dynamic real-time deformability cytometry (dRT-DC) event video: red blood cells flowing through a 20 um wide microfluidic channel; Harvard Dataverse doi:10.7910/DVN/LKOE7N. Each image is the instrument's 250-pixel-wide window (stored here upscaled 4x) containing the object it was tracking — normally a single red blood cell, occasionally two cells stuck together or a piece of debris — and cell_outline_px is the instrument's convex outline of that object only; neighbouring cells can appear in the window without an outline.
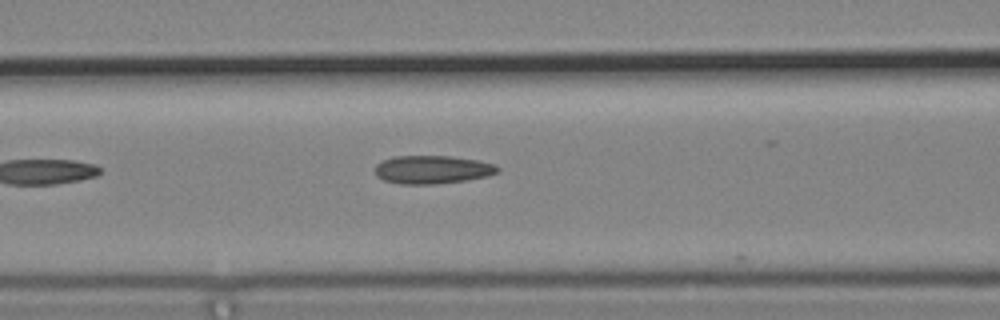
{"species": "common noctule bat (a hibernating species)", "species_latin": "Nyctalus noctula", "temperature_condition": "cold", "stored_images_in_passage": 7, "camera_frame_rate_fps": 3000, "um_per_image_px": 0.085, "animal": {"sex": "male", "body_mass_g": 19.2, "forearm_length_mm": 51.8}, "frame": {"image": 1, "passage_image": 7, "time_ms": 2.0, "image_size_px": [1000, 320], "cell_outline_px": [[500, 172], [488, 176], [468, 180], [436, 184], [400, 184], [384, 180], [376, 176], [376, 164], [384, 160], [396, 156], [452, 156], [476, 160], [496, 164], [500, 168]], "centroid_in_image_um": [36.8, 14.42], "position_along_channel_um": 129.8, "area_um2": 20.29}}